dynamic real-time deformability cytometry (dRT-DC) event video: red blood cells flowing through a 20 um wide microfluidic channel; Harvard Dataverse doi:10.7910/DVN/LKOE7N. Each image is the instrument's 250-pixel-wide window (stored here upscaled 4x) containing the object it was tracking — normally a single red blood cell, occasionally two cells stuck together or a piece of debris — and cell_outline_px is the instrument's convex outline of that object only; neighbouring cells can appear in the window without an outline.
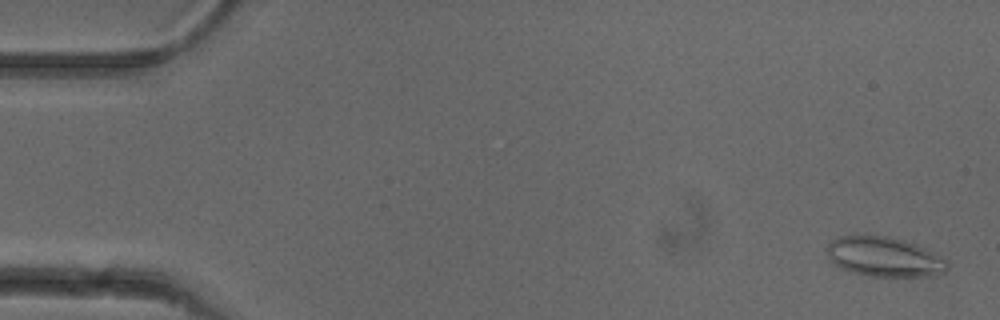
{"species": "common noctule bat (a hibernating species)", "species_latin": "Nyctalus noctula", "temperature_condition": "cold", "stored_images_in_passage": 53, "camera_frame_rate_fps": 3000, "um_per_image_px": 0.085, "animal": {"sex": "female"}, "frame": {"image": 1, "passage_image": 2, "time_ms": 0.333, "image_size_px": [1000, 320], "cell_outline_px": [[948, 268], [944, 272], [932, 276], [868, 276], [852, 272], [840, 268], [828, 260], [824, 248], [836, 236], [856, 232], [888, 236], [904, 240], [916, 244], [948, 260]], "centroid_in_image_um": [75.06, 21.78], "position_along_channel_um": 9.9, "area_um2": 28.84}}
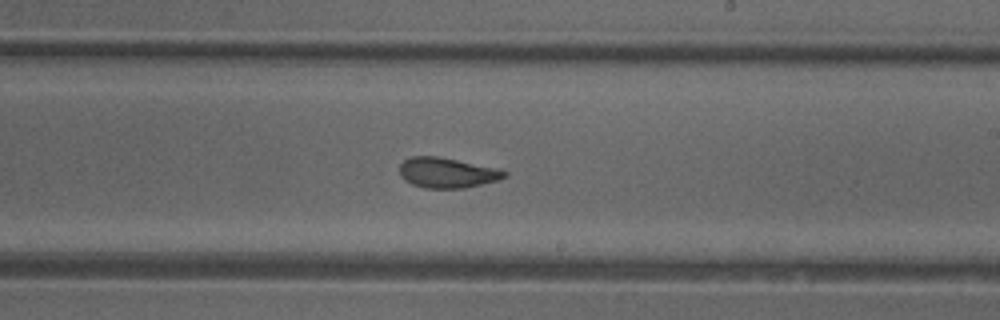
{"frame": {"image": 2, "passage_image": 31, "time_ms": 10.0, "image_size_px": [1000, 320], "cell_outline_px": [[508, 176], [500, 180], [464, 188], [424, 188], [412, 184], [404, 180], [400, 176], [400, 164], [404, 160], [412, 156], [436, 156], [500, 168], [508, 172]], "centroid_in_image_um": [38.04, 14.68], "position_along_channel_um": 251.0, "area_um2": 18.67}}
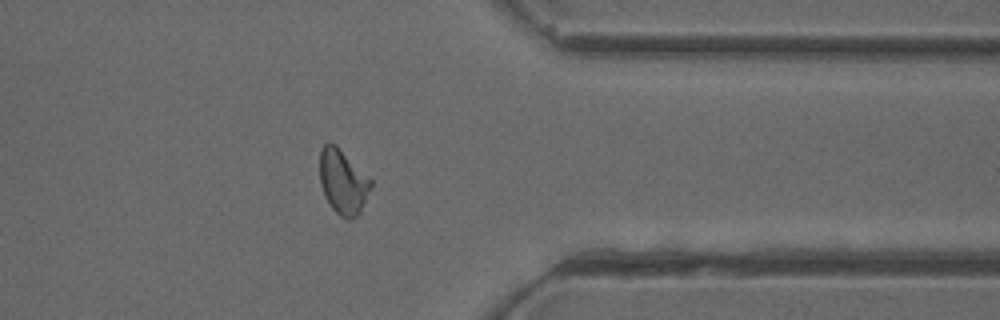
{"frame": {"image": 3, "passage_image": 42, "time_ms": 13.667, "image_size_px": [1000, 320], "cell_outline_px": [[372, 184], [360, 212], [352, 220], [348, 220], [340, 216], [332, 208], [320, 184], [320, 148], [328, 140], [336, 144], [372, 180]], "centroid_in_image_um": [29.14, 15.42], "position_along_channel_um": 382.3, "area_um2": 19.19}, "authors_computed_cell_mechanics": {"area_um2": 19.363, "velocity_mm_per_s": 3.898, "shape_relaxation_time_tau1_ms": 8.4362, "shape_relaxation_time_tau2_ms": 1.4029, "deformation_change_tau1": 0.202, "deformation_change_tau2": 0.0782}}